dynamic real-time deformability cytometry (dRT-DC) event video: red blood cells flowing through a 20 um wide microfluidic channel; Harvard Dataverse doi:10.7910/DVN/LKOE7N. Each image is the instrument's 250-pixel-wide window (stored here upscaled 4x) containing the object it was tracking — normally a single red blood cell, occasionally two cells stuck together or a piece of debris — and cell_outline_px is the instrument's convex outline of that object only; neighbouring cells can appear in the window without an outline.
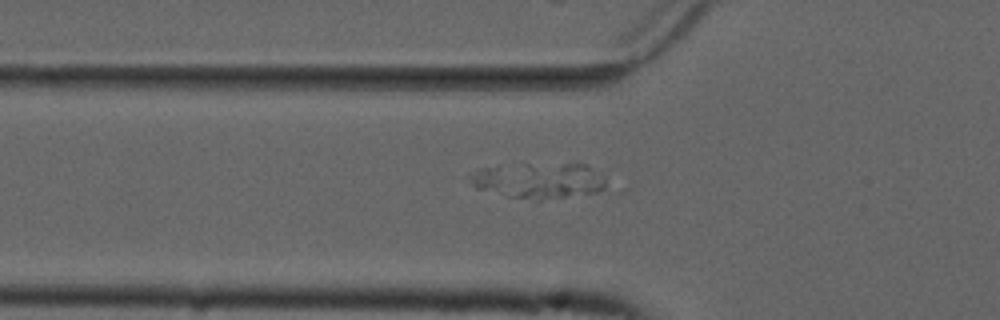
{"species": "common noctule bat (a hibernating species)", "species_latin": "Nyctalus noctula", "temperature_condition": "cold", "stored_images_in_passage": 33, "camera_frame_rate_fps": 3000, "um_per_image_px": 0.085, "animal": {"sex": "male", "forearm_length_mm": 52.5}, "frame": {"image": 1, "passage_image": 5, "time_ms": 1.333, "image_size_px": [1000, 320], "cell_outline_px": [[604, 188], [596, 192], [540, 200], [536, 200], [508, 196], [476, 188], [464, 176], [468, 172], [480, 168], [524, 164], [584, 164], [604, 176]], "centroid_in_image_um": [45.7, 15.34], "position_along_channel_um": 80.1, "area_um2": 28.09}}
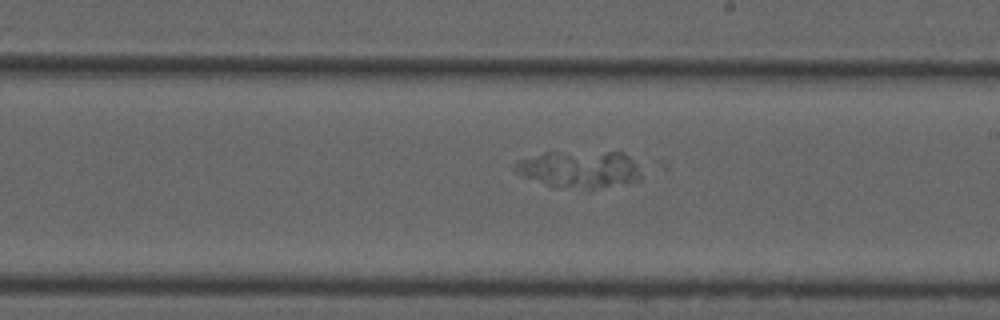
{"frame": {"image": 2, "passage_image": 18, "time_ms": 5.667, "image_size_px": [1000, 320], "cell_outline_px": [[640, 180], [632, 184], [588, 192], [556, 188], [524, 176], [516, 172], [512, 168], [516, 160], [544, 152], [624, 152], [636, 164], [640, 172]], "centroid_in_image_um": [49.29, 14.45], "position_along_channel_um": 239.7, "area_um2": 28.55}}
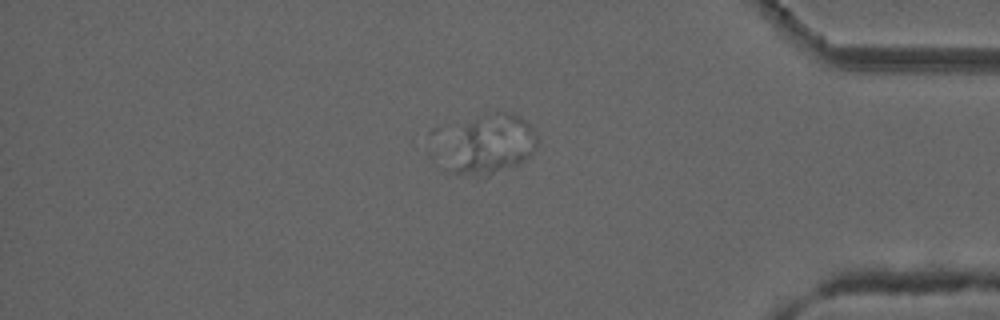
{"frame": {"image": 3, "passage_image": 33, "time_ms": 10.667, "image_size_px": [1000, 320], "cell_outline_px": [[536, 148], [528, 156], [516, 164], [488, 176], [460, 176], [452, 172], [464, 128], [468, 124], [476, 120], [496, 112], [512, 112], [520, 116], [536, 132]], "centroid_in_image_um": [41.98, 12.3], "position_along_channel_um": 393.2, "area_um2": 28.38}}